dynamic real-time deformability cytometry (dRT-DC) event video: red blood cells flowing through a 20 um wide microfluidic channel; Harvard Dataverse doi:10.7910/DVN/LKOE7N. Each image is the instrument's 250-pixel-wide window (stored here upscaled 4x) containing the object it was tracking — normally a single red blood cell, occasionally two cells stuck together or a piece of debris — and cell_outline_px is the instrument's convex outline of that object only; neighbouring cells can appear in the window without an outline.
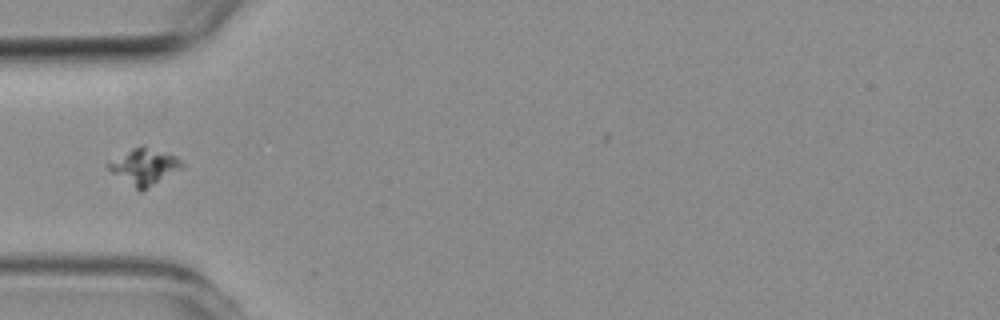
{"species": "common noctule bat (a hibernating species)", "species_latin": "Nyctalus noctula", "temperature_condition": "room temperature", "stored_images_in_passage": 3, "camera_frame_rate_fps": 3000, "um_per_image_px": 0.085, "animal": {"sex": "female", "body_mass_g": 19.3, "forearm_length_mm": 54.1}, "frame": {"image": 1, "passage_image": 2, "time_ms": 1.333, "image_size_px": [1000, 320], "cell_outline_px": [[184, 168], [140, 192], [112, 172], [104, 164], [132, 148], [144, 144], [176, 156], [184, 164]], "centroid_in_image_um": [12.29, 14.15], "position_along_channel_um": 72.7, "area_um2": 15.61}}
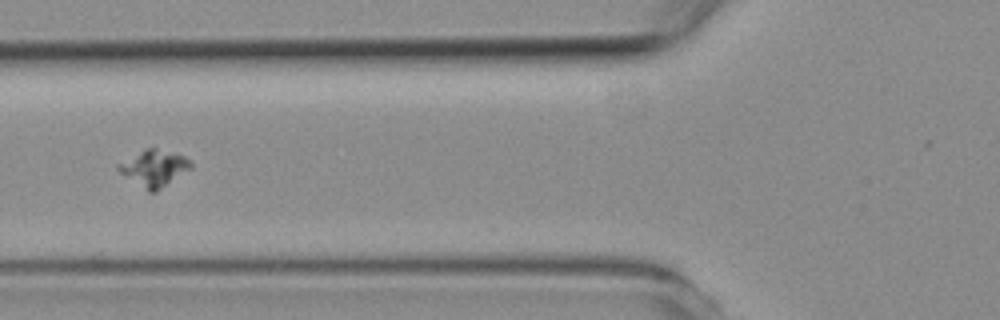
{"frame": {"image": 2, "passage_image": 3, "time_ms": 2.333, "image_size_px": [1000, 320], "cell_outline_px": [[192, 168], [156, 192], [148, 192], [120, 172], [116, 168], [116, 164], [144, 148], [152, 148], [184, 156], [192, 164]], "centroid_in_image_um": [13.07, 14.3], "position_along_channel_um": 112.7, "area_um2": 15.14}}